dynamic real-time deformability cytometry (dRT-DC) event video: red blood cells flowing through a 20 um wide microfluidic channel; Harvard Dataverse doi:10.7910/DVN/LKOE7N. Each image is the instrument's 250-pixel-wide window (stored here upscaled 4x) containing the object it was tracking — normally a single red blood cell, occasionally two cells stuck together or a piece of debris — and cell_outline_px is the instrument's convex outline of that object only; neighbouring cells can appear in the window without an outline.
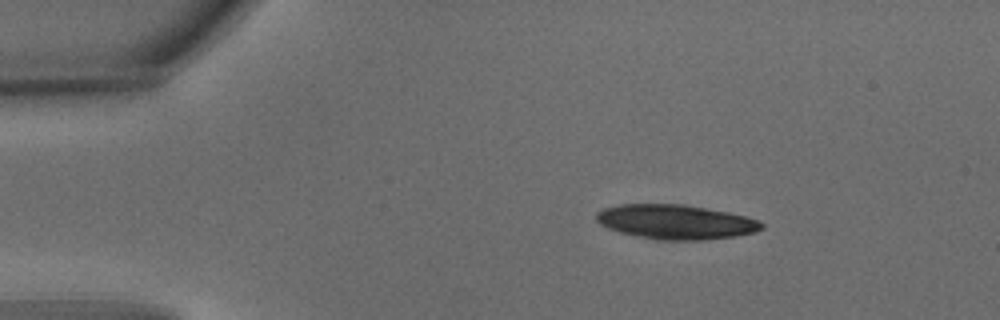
{"species": "common noctule bat (a hibernating species)", "species_latin": "Nyctalus noctula", "temperature_condition": "warm", "stored_images_in_passage": 5, "camera_frame_rate_fps": 3000, "um_per_image_px": 0.085, "animal": {"sex": "male", "body_mass_g": 15.6}, "frame": {"image": 1, "passage_image": 3, "time_ms": 0.667, "image_size_px": [1000, 320], "cell_outline_px": [[764, 228], [756, 232], [736, 236], [704, 240], [656, 240], [620, 232], [608, 228], [600, 224], [596, 220], [596, 212], [604, 208], [620, 204], [684, 204], [728, 212], [744, 216], [756, 220], [764, 224]], "centroid_in_image_um": [57.43, 18.86], "position_along_channel_um": 27.6, "area_um2": 33.29}}